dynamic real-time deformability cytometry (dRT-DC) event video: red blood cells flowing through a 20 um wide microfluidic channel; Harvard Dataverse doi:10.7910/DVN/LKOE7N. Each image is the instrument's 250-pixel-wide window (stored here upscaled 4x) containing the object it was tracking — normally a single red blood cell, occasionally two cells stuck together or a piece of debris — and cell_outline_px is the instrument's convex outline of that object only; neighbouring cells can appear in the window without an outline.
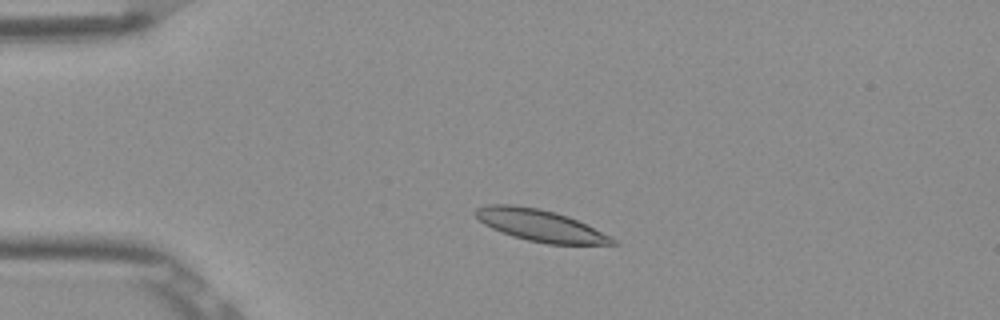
{"species": "Egyptian fruit bat (a non-hibernating species)", "species_latin": "Rousettus aegyptiacus", "temperature_condition": "room temperature", "stored_images_in_passage": 49, "camera_frame_rate_fps": 3000, "um_per_image_px": 0.085, "frame": {"image": 1, "passage_image": 8, "time_ms": 2.333, "image_size_px": [1000, 320], "cell_outline_px": [[620, 244], [548, 244], [528, 240], [512, 236], [492, 228], [484, 224], [472, 212], [476, 208], [488, 204], [512, 204], [540, 208], [556, 212], [568, 216], [616, 240]], "centroid_in_image_um": [45.85, 19.14], "position_along_channel_um": 39.2, "area_um2": 25.03}}
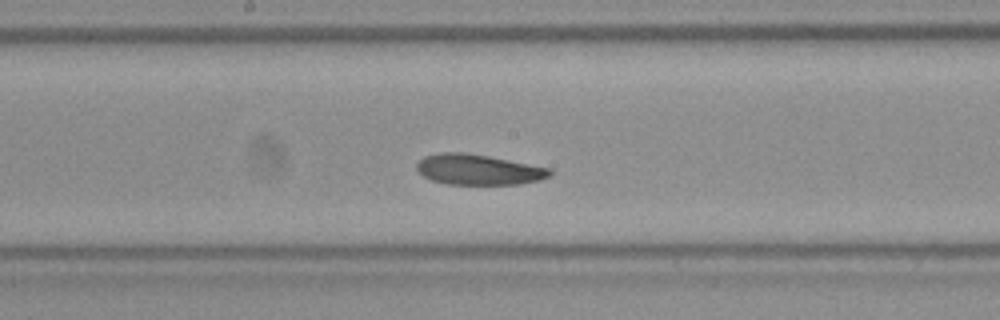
{"frame": {"image": 2, "passage_image": 24, "time_ms": 7.667, "image_size_px": [1000, 320], "cell_outline_px": [[552, 172], [548, 176], [540, 180], [520, 184], [448, 184], [432, 180], [424, 176], [416, 168], [416, 164], [424, 156], [440, 152], [464, 152], [488, 156], [548, 168]], "centroid_in_image_um": [40.62, 14.41], "position_along_channel_um": 207.6, "area_um2": 23.35}}
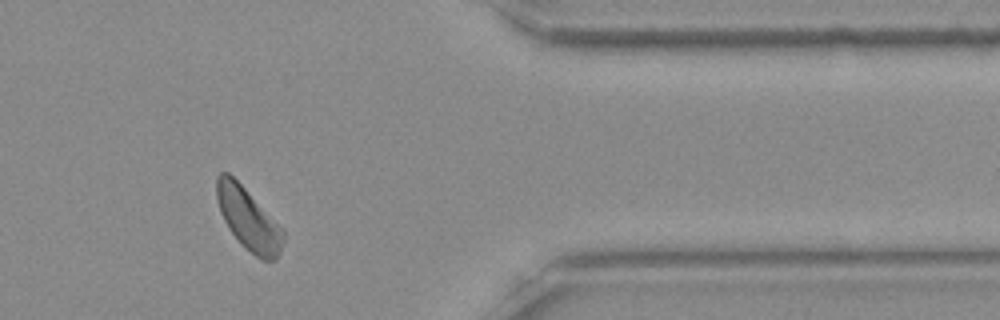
{"frame": {"image": 3, "passage_image": 40, "time_ms": 13.0, "image_size_px": [1000, 320], "cell_outline_px": [[284, 240], [280, 252], [276, 260], [260, 260], [244, 248], [240, 244], [228, 228], [220, 212], [216, 200], [216, 176], [220, 172], [228, 172], [244, 188], [284, 232]], "centroid_in_image_um": [21.07, 18.65], "position_along_channel_um": 390.3, "area_um2": 23.7}, "authors_computed_cell_mechanics": {"area_um2": 24.276, "velocity_mm_per_s": 3.8171, "shape_relaxation_time_tau1_ms": 2.6658, "shape_relaxation_time_tau2_ms": 4.0392, "deformation_change_tau1": 0.0829, "deformation_change_tau2": 0.1019}}